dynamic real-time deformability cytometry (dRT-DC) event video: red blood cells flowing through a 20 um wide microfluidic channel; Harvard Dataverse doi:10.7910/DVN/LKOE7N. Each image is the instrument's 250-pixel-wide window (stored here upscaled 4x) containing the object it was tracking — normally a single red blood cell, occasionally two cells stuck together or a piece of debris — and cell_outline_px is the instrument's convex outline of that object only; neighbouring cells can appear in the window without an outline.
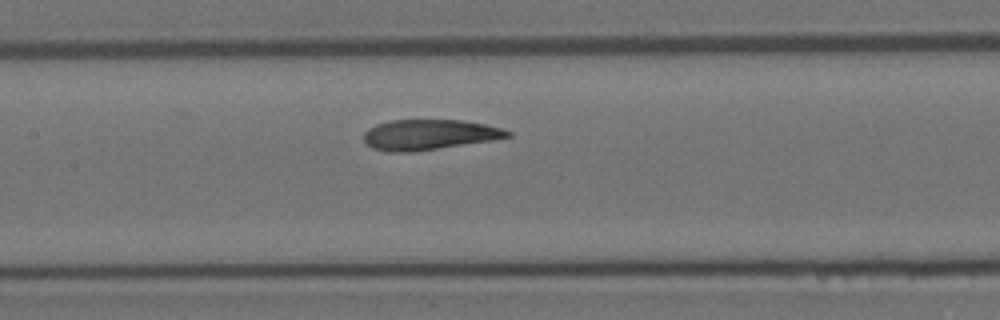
{"species": "Egyptian fruit bat (a non-hibernating species)", "species_latin": "Rousettus aegyptiacus", "temperature_condition": "room temperature", "stored_images_in_passage": 5, "camera_frame_rate_fps": 3000, "um_per_image_px": 0.085, "animal": {"sex": "female"}, "frame": {"image": 1, "passage_image": 5, "time_ms": 1.333, "image_size_px": [1000, 320], "cell_outline_px": [[512, 136], [492, 140], [412, 152], [388, 152], [372, 148], [364, 140], [364, 132], [368, 128], [376, 124], [392, 120], [464, 120], [484, 124], [500, 128], [512, 132]], "centroid_in_image_um": [36.46, 11.44], "position_along_channel_um": 170.9, "area_um2": 25.32}}